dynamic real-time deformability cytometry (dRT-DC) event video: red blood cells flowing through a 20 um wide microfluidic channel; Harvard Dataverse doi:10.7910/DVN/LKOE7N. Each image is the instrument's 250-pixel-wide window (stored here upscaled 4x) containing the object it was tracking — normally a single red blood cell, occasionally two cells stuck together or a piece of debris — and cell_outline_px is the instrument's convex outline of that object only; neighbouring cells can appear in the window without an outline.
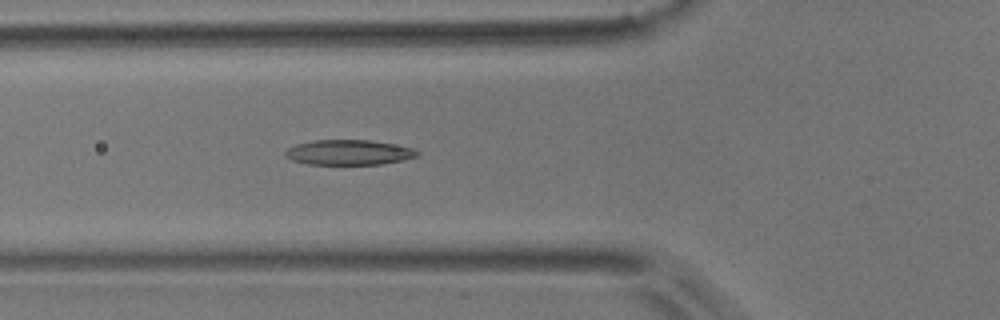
{"species": "common noctule bat (a hibernating species)", "species_latin": "Nyctalus noctula", "temperature_condition": "room temperature", "stored_images_in_passage": 6, "camera_frame_rate_fps": 3000, "um_per_image_px": 0.085, "animal": {"sex": "male", "body_mass_g": 17.9}, "frame": {"image": 1, "passage_image": 6, "time_ms": 1.667, "image_size_px": [1000, 320], "cell_outline_px": [[420, 152], [416, 156], [404, 160], [380, 164], [308, 164], [292, 160], [284, 156], [284, 152], [288, 148], [296, 144], [312, 140], [368, 140], [392, 144], [412, 148]], "centroid_in_image_um": [29.61, 12.95], "position_along_channel_um": 96.2, "area_um2": 19.19}}